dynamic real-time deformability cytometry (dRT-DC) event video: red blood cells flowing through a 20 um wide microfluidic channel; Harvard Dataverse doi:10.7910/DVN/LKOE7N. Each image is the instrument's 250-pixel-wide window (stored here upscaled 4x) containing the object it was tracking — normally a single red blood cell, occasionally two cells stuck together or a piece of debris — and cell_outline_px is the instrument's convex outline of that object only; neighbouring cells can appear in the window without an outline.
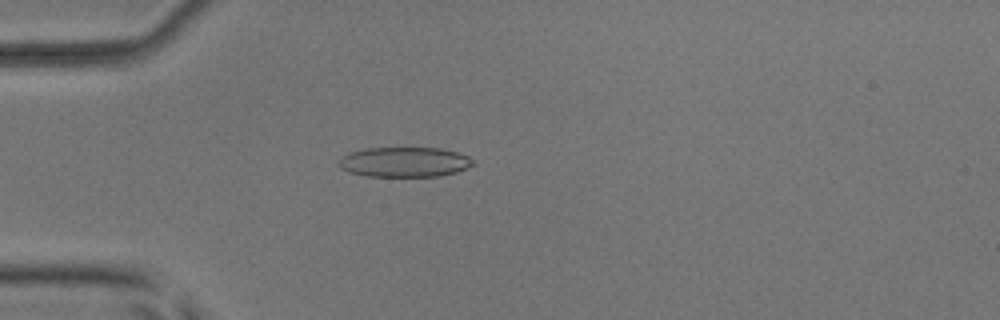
{"species": "common noctule bat (a hibernating species)", "species_latin": "Nyctalus noctula", "temperature_condition": "room temperature", "stored_images_in_passage": 46, "camera_frame_rate_fps": 3000, "um_per_image_px": 0.085, "animal": {"sex": "male", "body_mass_g": 17.9, "forearm_length_mm": 54.2}, "frame": {"image": 1, "passage_image": 8, "time_ms": 2.333, "image_size_px": [1000, 320], "cell_outline_px": [[476, 164], [468, 168], [456, 172], [440, 176], [368, 176], [348, 172], [340, 168], [336, 164], [336, 160], [348, 152], [364, 148], [440, 148], [456, 152], [468, 156], [476, 160]], "centroid_in_image_um": [34.36, 13.77], "position_along_channel_um": 50.6, "area_um2": 23.81}}
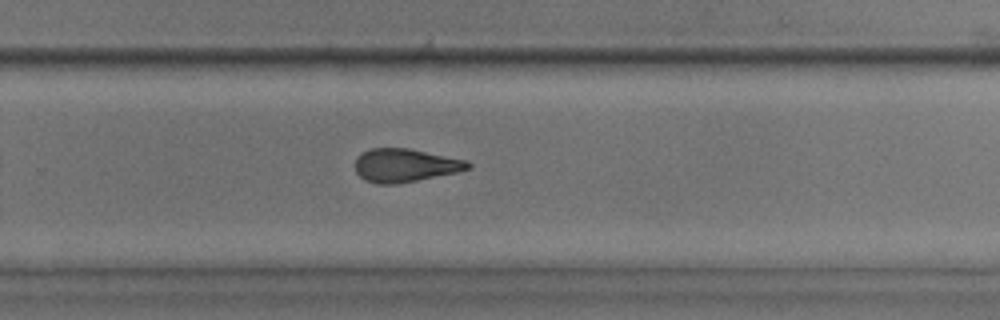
{"frame": {"image": 2, "passage_image": 28, "time_ms": 9.0, "image_size_px": [1000, 320], "cell_outline_px": [[472, 168], [456, 172], [396, 184], [376, 184], [364, 180], [356, 172], [356, 156], [360, 152], [372, 148], [408, 148], [468, 160], [472, 164]], "centroid_in_image_um": [34.42, 14.04], "position_along_channel_um": 295.4, "area_um2": 21.96}}
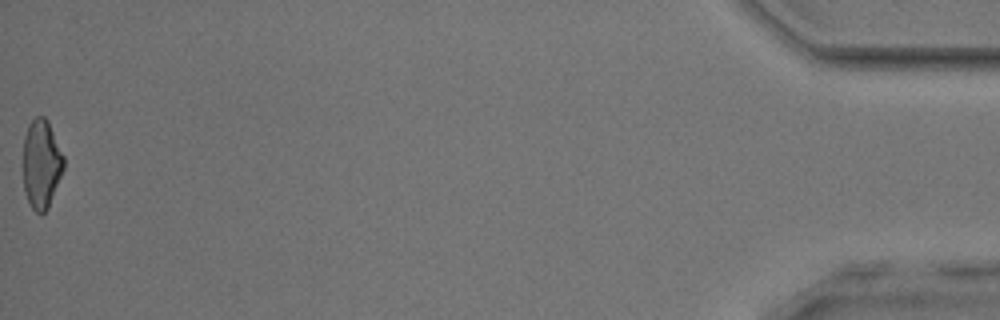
{"frame": {"image": 3, "passage_image": 46, "time_ms": 15.0, "image_size_px": [1000, 320], "cell_outline_px": [[64, 168], [48, 208], [40, 216], [32, 208], [28, 200], [24, 188], [24, 136], [28, 124], [36, 116], [44, 116], [48, 120], [64, 156]], "centroid_in_image_um": [3.53, 13.92], "position_along_channel_um": 431.7, "area_um2": 20.98}, "authors_computed_cell_mechanics": {"area_um2": 22.542, "velocity_mm_per_s": 3.8946, "shape_relaxation_time_tau1_ms": null, "shape_relaxation_time_tau2_ms": 2.9935, "deformation_change_tau1": null, "deformation_change_tau2": 0.1267}}